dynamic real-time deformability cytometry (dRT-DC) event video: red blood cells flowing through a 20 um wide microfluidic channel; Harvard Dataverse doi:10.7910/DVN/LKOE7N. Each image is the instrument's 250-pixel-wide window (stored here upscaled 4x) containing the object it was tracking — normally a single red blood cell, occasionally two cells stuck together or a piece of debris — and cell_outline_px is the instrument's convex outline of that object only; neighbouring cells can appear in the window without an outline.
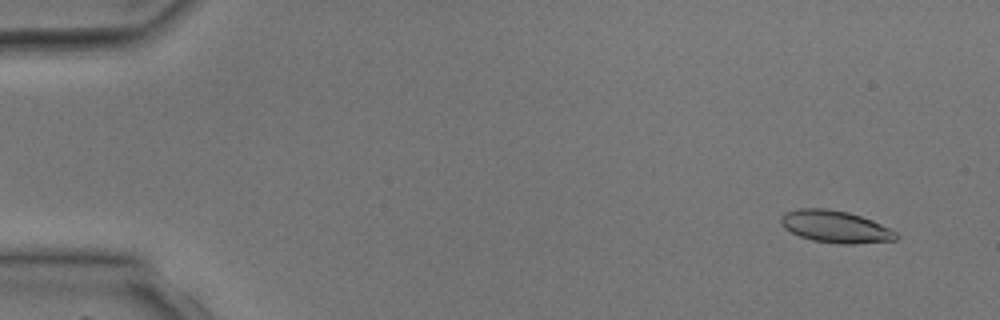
{"species": "common noctule bat (a hibernating species)", "species_latin": "Nyctalus noctula", "temperature_condition": "room temperature", "stored_images_in_passage": 2, "camera_frame_rate_fps": 3000, "um_per_image_px": 0.085, "animal": {"sex": "male", "body_mass_g": 17.9, "forearm_length_mm": 54.2}, "frame": {"image": 1, "passage_image": 1, "time_ms": 0.0, "image_size_px": [1000, 320], "cell_outline_px": [[900, 236], [896, 240], [856, 244], [840, 244], [812, 240], [800, 236], [784, 228], [780, 224], [780, 216], [784, 212], [800, 208], [828, 208], [848, 212], [872, 220], [896, 232]], "centroid_in_image_um": [70.99, 19.26], "position_along_channel_um": 14.0, "area_um2": 21.68}}